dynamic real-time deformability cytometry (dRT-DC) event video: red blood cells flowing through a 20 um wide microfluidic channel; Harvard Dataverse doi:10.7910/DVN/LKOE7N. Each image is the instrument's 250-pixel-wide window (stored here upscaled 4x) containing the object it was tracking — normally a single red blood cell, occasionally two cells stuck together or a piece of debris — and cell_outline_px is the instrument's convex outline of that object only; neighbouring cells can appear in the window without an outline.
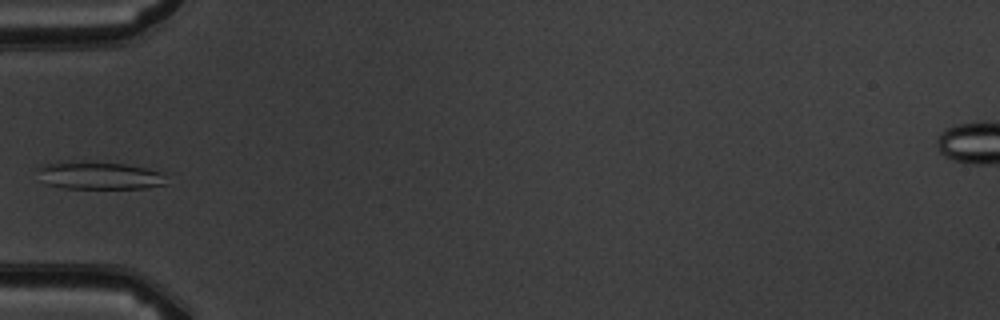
{"species": "common noctule bat (a hibernating species)", "species_latin": "Nyctalus noctula", "temperature_condition": "warm", "stored_images_in_passage": 5, "camera_frame_rate_fps": 3000, "um_per_image_px": 0.085, "animal": {"sex": "male", "body_mass_g": 19.5, "forearm_length_mm": 54.6}, "frame": {"image": 1, "passage_image": 5, "time_ms": 5.0, "image_size_px": [1000, 320], "cell_outline_px": [[168, 184], [148, 188], [64, 188], [44, 184], [36, 168], [44, 164], [60, 160], [72, 160], [124, 164], [148, 168], [160, 172]], "centroid_in_image_um": [8.37, 14.9], "position_along_channel_um": 76.6, "area_um2": 21.15}}